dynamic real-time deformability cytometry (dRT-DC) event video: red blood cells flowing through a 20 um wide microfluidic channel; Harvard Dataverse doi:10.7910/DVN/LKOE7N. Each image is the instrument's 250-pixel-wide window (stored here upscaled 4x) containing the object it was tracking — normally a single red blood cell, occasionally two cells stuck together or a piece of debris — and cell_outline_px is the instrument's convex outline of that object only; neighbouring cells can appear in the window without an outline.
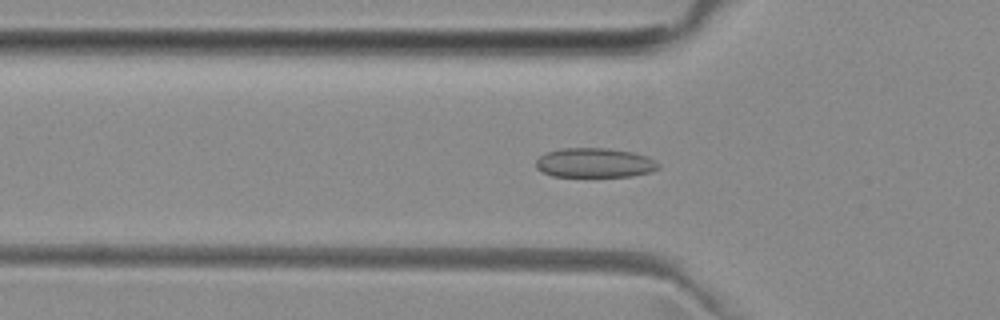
{"species": "common noctule bat (a hibernating species)", "species_latin": "Nyctalus noctula", "temperature_condition": "room temperature", "stored_images_in_passage": 39, "camera_frame_rate_fps": 3000, "um_per_image_px": 0.085, "animal": {"sex": "female", "body_mass_g": 29.2, "forearm_length_mm": 56.3}, "frame": {"image": 1, "passage_image": 16, "time_ms": 5.0, "image_size_px": [1000, 320], "cell_outline_px": [[660, 168], [652, 172], [632, 176], [552, 176], [536, 168], [536, 160], [544, 152], [560, 148], [608, 148], [632, 152], [648, 156], [660, 164]], "centroid_in_image_um": [50.56, 13.83], "position_along_channel_um": 75.2, "area_um2": 21.21}}
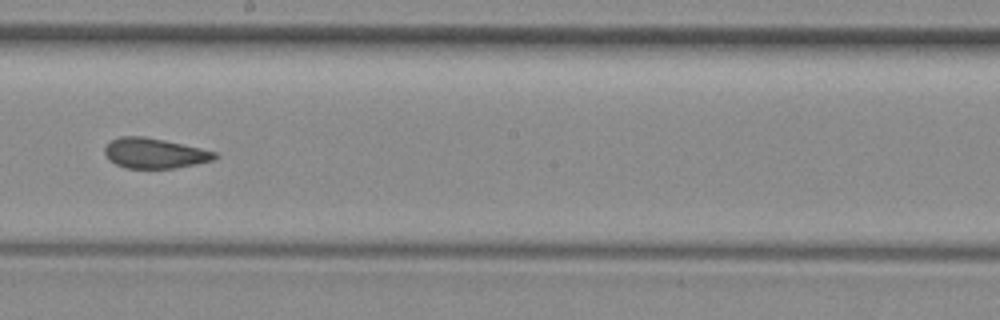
{"frame": {"image": 2, "passage_image": 28, "time_ms": 9.0, "image_size_px": [1000, 320], "cell_outline_px": [[220, 156], [216, 160], [176, 168], [124, 168], [108, 160], [104, 152], [104, 148], [112, 140], [120, 136], [144, 136], [164, 140], [200, 148], [216, 152]], "centroid_in_image_um": [13.15, 13.03], "position_along_channel_um": 235.0, "area_um2": 19.48}}
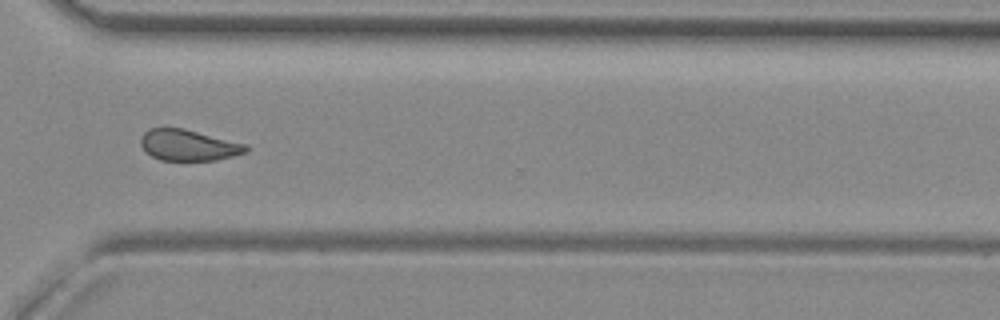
{"frame": {"image": 3, "passage_image": 37, "time_ms": 12.0, "image_size_px": [1000, 320], "cell_outline_px": [[248, 152], [216, 160], [160, 160], [152, 156], [140, 144], [140, 136], [148, 128], [184, 128], [248, 144]], "centroid_in_image_um": [16.04, 12.33], "position_along_channel_um": 354.6, "area_um2": 19.13}, "authors_computed_cell_mechanics": {"area_um2": 20.5768, "velocity_mm_per_s": 3.9845, "shape_relaxation_time_tau1_ms": null, "shape_relaxation_time_tau2_ms": 1.7664, "deformation_change_tau1": null, "deformation_change_tau2": 0.0619}}